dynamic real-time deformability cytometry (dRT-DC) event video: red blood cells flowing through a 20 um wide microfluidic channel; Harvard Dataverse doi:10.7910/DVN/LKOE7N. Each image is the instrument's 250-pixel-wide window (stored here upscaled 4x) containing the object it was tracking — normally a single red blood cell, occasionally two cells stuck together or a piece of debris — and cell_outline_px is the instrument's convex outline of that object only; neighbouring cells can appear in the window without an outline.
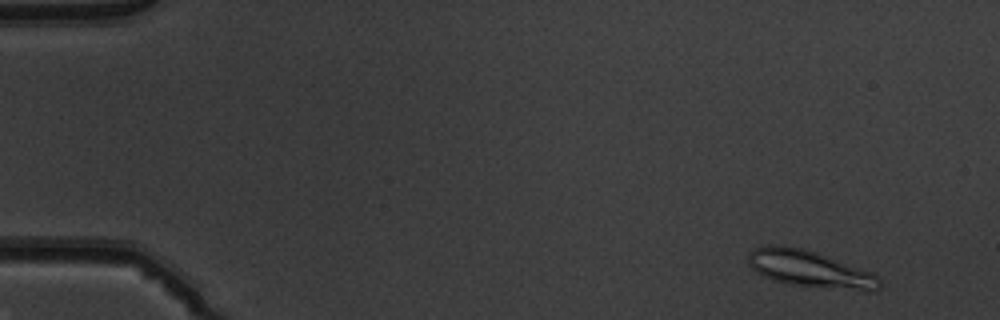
{"species": "common noctule bat (a hibernating species)", "species_latin": "Nyctalus noctula", "temperature_condition": "warm", "stored_images_in_passage": 50, "camera_frame_rate_fps": 3000, "um_per_image_px": 0.085, "animal": {"sex": "male", "body_mass_g": 19.5, "forearm_length_mm": 54.6}, "frame": {"image": 1, "passage_image": 3, "time_ms": 0.667, "image_size_px": [1000, 320], "cell_outline_px": [[884, 284], [876, 292], [868, 292], [788, 284], [764, 276], [756, 272], [748, 264], [748, 252], [752, 248], [764, 244], [776, 244], [804, 248], [816, 252], [872, 272], [880, 276]], "centroid_in_image_um": [68.89, 22.86], "position_along_channel_um": 16.1, "area_um2": 28.78}}
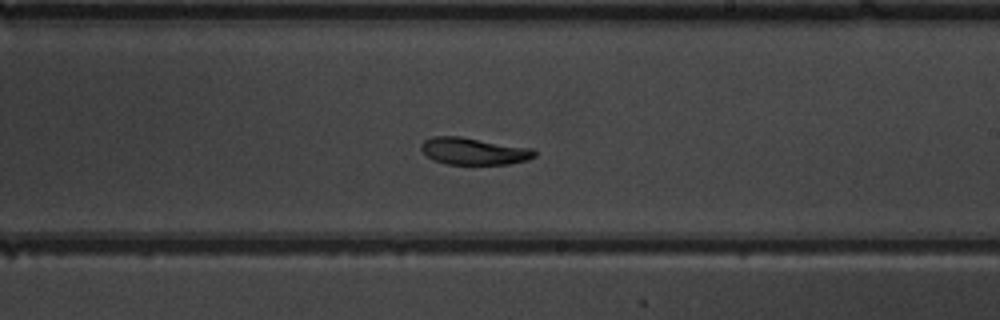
{"frame": {"image": 2, "passage_image": 30, "time_ms": 9.667, "image_size_px": [1000, 320], "cell_outline_px": [[536, 156], [528, 160], [508, 164], [448, 164], [432, 160], [420, 148], [420, 144], [424, 140], [432, 136], [460, 136], [532, 148], [536, 152]], "centroid_in_image_um": [40.27, 12.84], "position_along_channel_um": 248.7, "area_um2": 17.92}}
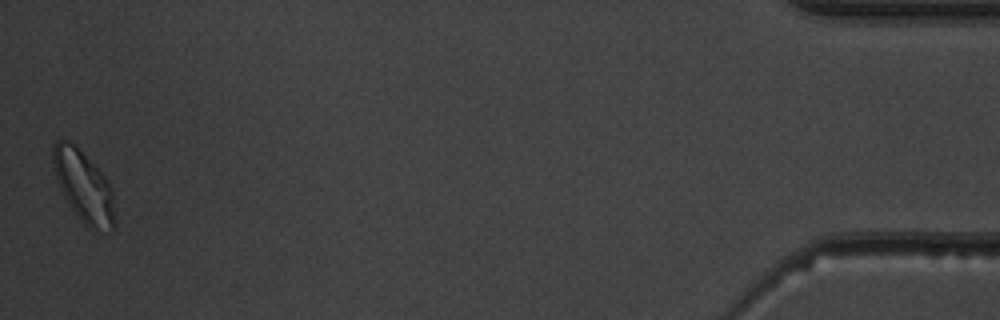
{"frame": {"image": 3, "passage_image": 50, "time_ms": 16.333, "image_size_px": [1000, 320], "cell_outline_px": [[116, 224], [112, 232], [92, 232], [84, 224], [68, 204], [60, 188], [52, 168], [52, 148], [56, 140], [68, 140], [76, 144], [104, 176], [112, 188], [116, 220]], "centroid_in_image_um": [7.13, 15.89], "position_along_channel_um": 428.1, "area_um2": 26.36}, "authors_computed_cell_mechanics": {"area_um2": 19.9699, "velocity_mm_per_s": 3.9616, "shape_relaxation_time_tau1_ms": 6.4561, "shape_relaxation_time_tau2_ms": 8.4828, "deformation_change_tau1": 0.1548, "deformation_change_tau2": 0.1608}}